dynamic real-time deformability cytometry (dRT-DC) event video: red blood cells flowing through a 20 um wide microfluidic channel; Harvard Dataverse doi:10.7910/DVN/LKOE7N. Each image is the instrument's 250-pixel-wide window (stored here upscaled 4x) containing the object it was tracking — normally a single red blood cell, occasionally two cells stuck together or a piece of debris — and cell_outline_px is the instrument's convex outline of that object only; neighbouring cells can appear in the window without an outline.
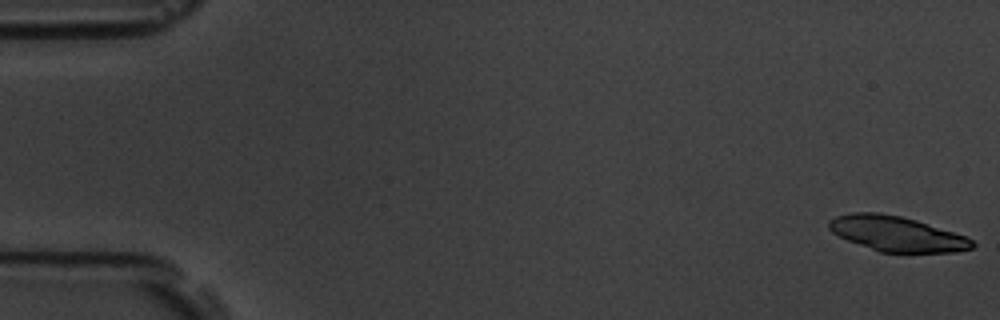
{"species": "common noctule bat (a hibernating species)", "species_latin": "Nyctalus noctula", "temperature_condition": "room temperature", "stored_images_in_passage": 55, "camera_frame_rate_fps": 3000, "um_per_image_px": 0.085, "animal": {"sex": "male", "body_mass_g": 19.5, "forearm_length_mm": 54.6}, "frame": {"image": 1, "passage_image": 1, "time_ms": 0.0, "image_size_px": [1000, 320], "cell_outline_px": [[976, 244], [972, 248], [956, 252], [880, 252], [848, 240], [832, 232], [828, 228], [828, 220], [836, 216], [852, 212], [880, 212], [900, 216], [916, 220], [964, 236], [972, 240]], "centroid_in_image_um": [76.19, 19.86], "position_along_channel_um": 8.8, "area_um2": 29.02}}
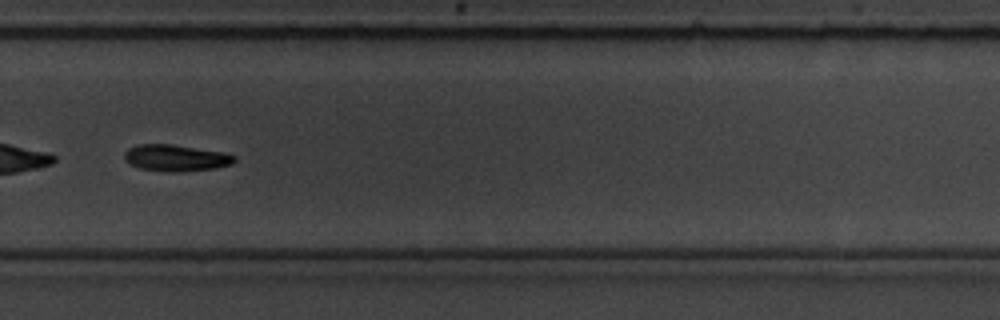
{"frame": {"image": 2, "passage_image": 39, "time_ms": 12.667, "image_size_px": [1000, 320], "cell_outline_px": [[236, 160], [232, 164], [216, 168], [180, 172], [168, 172], [140, 168], [124, 160], [124, 152], [128, 148], [136, 144], [172, 144], [228, 152], [236, 156]], "centroid_in_image_um": [14.99, 13.41], "position_along_channel_um": 314.8, "area_um2": 17.34}, "authors_computed_cell_mechanics": {"area_um2": 19.4208, "velocity_mm_per_s": 3.6204, "shape_relaxation_time_tau1_ms": 2.4591, "shape_relaxation_time_tau2_ms": null, "deformation_change_tau1": 0.1063, "deformation_change_tau2": null}}